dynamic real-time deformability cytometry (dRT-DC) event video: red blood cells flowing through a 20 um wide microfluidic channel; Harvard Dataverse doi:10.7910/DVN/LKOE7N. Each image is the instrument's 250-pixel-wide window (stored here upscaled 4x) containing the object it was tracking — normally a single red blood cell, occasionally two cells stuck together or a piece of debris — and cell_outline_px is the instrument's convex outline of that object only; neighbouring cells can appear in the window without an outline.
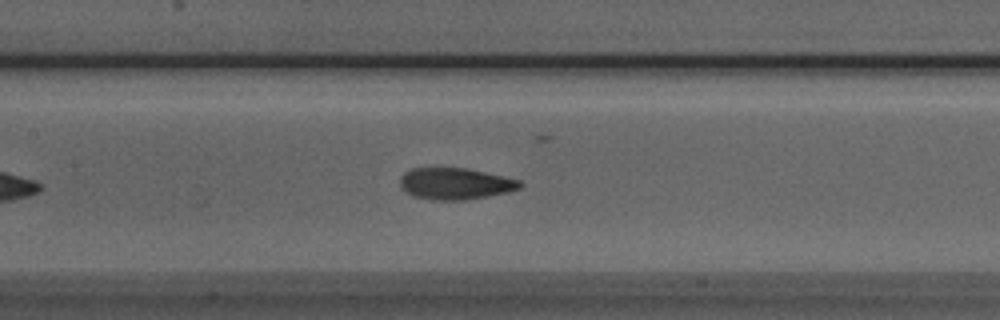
{"species": "Egyptian fruit bat (a non-hibernating species)", "species_latin": "Rousettus aegyptiacus", "temperature_condition": "room temperature", "stored_images_in_passage": 28, "camera_frame_rate_fps": 3000, "um_per_image_px": 0.085, "animal": {"sex": "male"}, "frame": {"image": 1, "passage_image": 15, "time_ms": 4.667, "image_size_px": [1000, 320], "cell_outline_px": [[524, 184], [520, 188], [508, 192], [488, 196], [464, 200], [432, 200], [412, 196], [400, 188], [400, 176], [404, 172], [412, 168], [464, 168], [504, 176], [520, 180]], "centroid_in_image_um": [38.68, 15.62], "position_along_channel_um": 168.7, "area_um2": 22.2}}
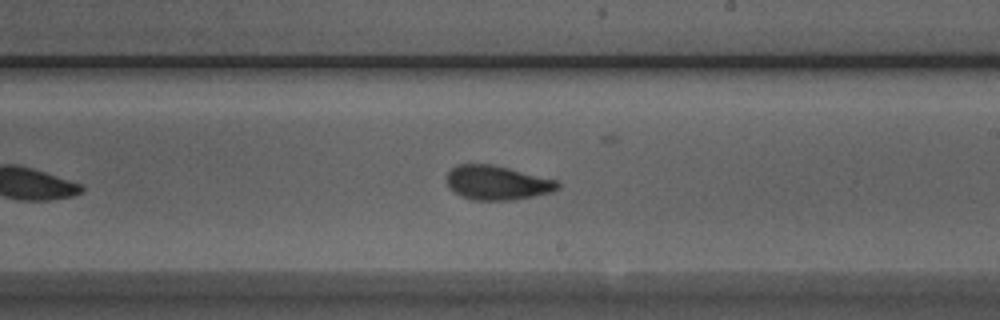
{"frame": {"image": 2, "passage_image": 21, "time_ms": 6.667, "image_size_px": [1000, 320], "cell_outline_px": [[560, 188], [552, 192], [512, 200], [472, 200], [460, 196], [448, 188], [444, 180], [444, 176], [456, 164], [492, 164], [556, 180], [560, 184]], "centroid_in_image_um": [42.18, 15.53], "position_along_channel_um": 246.8, "area_um2": 22.37}}
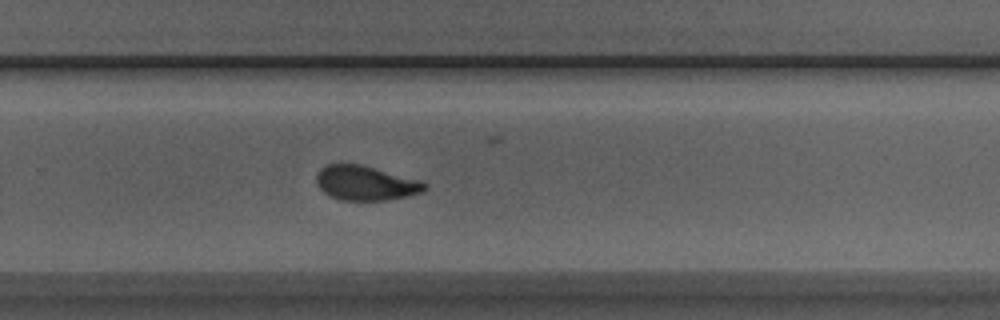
{"frame": {"image": 3, "passage_image": 25, "time_ms": 8.0, "image_size_px": [1000, 320], "cell_outline_px": [[428, 188], [420, 192], [388, 200], [340, 200], [324, 192], [320, 188], [316, 180], [316, 176], [320, 168], [328, 164], [360, 164], [424, 180], [428, 184]], "centroid_in_image_um": [31.12, 15.55], "position_along_channel_um": 298.7, "area_um2": 21.85}}